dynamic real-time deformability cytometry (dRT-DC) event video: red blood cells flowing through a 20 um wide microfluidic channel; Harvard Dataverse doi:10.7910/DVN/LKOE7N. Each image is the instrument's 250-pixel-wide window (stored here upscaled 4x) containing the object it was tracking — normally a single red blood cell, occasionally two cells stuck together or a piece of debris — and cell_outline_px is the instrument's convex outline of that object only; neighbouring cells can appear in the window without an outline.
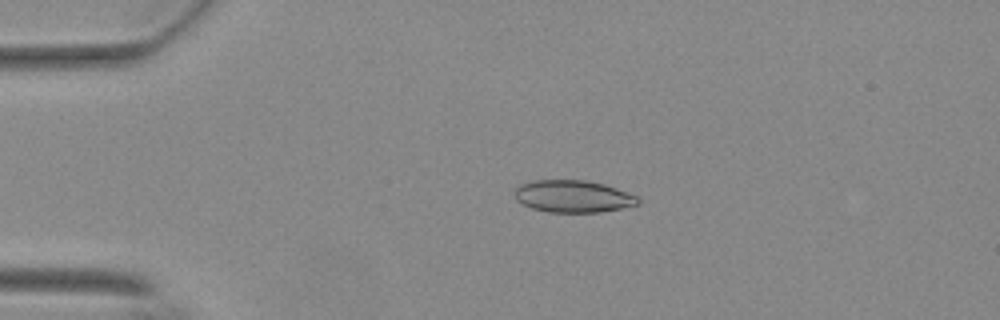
{"species": "Egyptian fruit bat (a non-hibernating species)", "species_latin": "Rousettus aegyptiacus", "temperature_condition": "warm", "stored_images_in_passage": 54, "camera_frame_rate_fps": 3000, "um_per_image_px": 0.085, "animal": {"sex": "female"}, "frame": {"image": 1, "passage_image": 11, "time_ms": 3.333, "image_size_px": [1000, 320], "cell_outline_px": [[640, 204], [600, 212], [548, 212], [532, 208], [516, 200], [516, 188], [520, 184], [532, 180], [584, 180], [604, 184], [616, 188], [636, 196], [640, 200]], "centroid_in_image_um": [48.7, 16.68], "position_along_channel_um": 36.3, "area_um2": 22.95}}
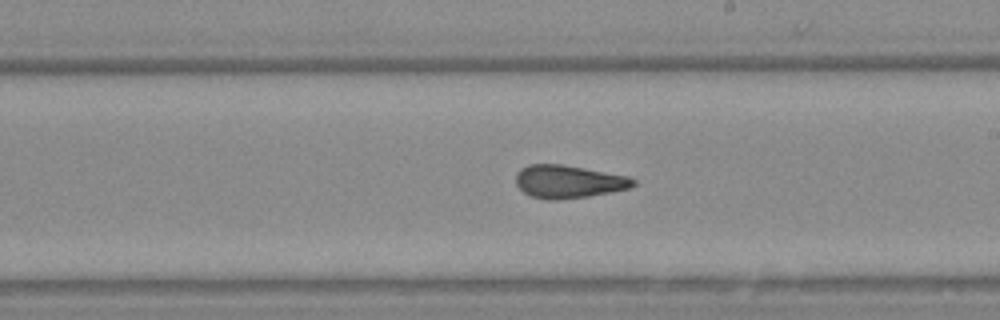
{"frame": {"image": 2, "passage_image": 31, "time_ms": 10.0, "image_size_px": [1000, 320], "cell_outline_px": [[636, 184], [628, 188], [588, 196], [556, 200], [548, 200], [532, 196], [524, 192], [516, 184], [516, 172], [520, 168], [528, 164], [564, 164], [628, 176], [636, 180]], "centroid_in_image_um": [48.29, 15.42], "position_along_channel_um": 240.7, "area_um2": 22.48}}
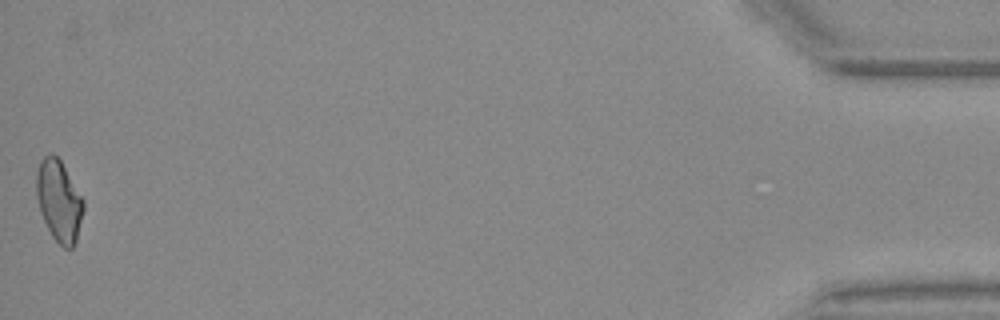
{"frame": {"image": 3, "passage_image": 54, "time_ms": 17.667, "image_size_px": [1000, 320], "cell_outline_px": [[84, 208], [76, 240], [72, 248], [64, 248], [52, 236], [40, 212], [36, 196], [36, 172], [40, 160], [48, 152], [52, 152], [60, 160], [84, 200]], "centroid_in_image_um": [4.99, 17.04], "position_along_channel_um": 430.2, "area_um2": 22.2}, "authors_computed_cell_mechanics": {"area_um2": 22.6865, "velocity_mm_per_s": 3.6996, "shape_relaxation_time_tau1_ms": null, "shape_relaxation_time_tau2_ms": 2.1293, "deformation_change_tau1": null, "deformation_change_tau2": 0.0918}}